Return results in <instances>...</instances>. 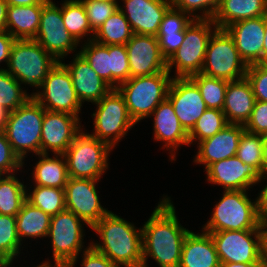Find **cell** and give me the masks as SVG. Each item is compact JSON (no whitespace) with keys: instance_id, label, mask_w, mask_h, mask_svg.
<instances>
[{"instance_id":"obj_1","label":"cell","mask_w":267,"mask_h":267,"mask_svg":"<svg viewBox=\"0 0 267 267\" xmlns=\"http://www.w3.org/2000/svg\"><path fill=\"white\" fill-rule=\"evenodd\" d=\"M171 197L163 195L151 216L142 225V267L152 258L159 267H178L184 239L191 231L178 219Z\"/></svg>"},{"instance_id":"obj_2","label":"cell","mask_w":267,"mask_h":267,"mask_svg":"<svg viewBox=\"0 0 267 267\" xmlns=\"http://www.w3.org/2000/svg\"><path fill=\"white\" fill-rule=\"evenodd\" d=\"M109 211L91 229L100 241L91 246L120 267H142V229Z\"/></svg>"},{"instance_id":"obj_3","label":"cell","mask_w":267,"mask_h":267,"mask_svg":"<svg viewBox=\"0 0 267 267\" xmlns=\"http://www.w3.org/2000/svg\"><path fill=\"white\" fill-rule=\"evenodd\" d=\"M211 217L202 230L211 233L224 230H263L265 222L260 206V196L249 198L246 190H224Z\"/></svg>"},{"instance_id":"obj_4","label":"cell","mask_w":267,"mask_h":267,"mask_svg":"<svg viewBox=\"0 0 267 267\" xmlns=\"http://www.w3.org/2000/svg\"><path fill=\"white\" fill-rule=\"evenodd\" d=\"M45 109L31 97L8 113L3 131L19 159L25 163L29 153L41 154V128Z\"/></svg>"},{"instance_id":"obj_5","label":"cell","mask_w":267,"mask_h":267,"mask_svg":"<svg viewBox=\"0 0 267 267\" xmlns=\"http://www.w3.org/2000/svg\"><path fill=\"white\" fill-rule=\"evenodd\" d=\"M169 72L128 79L116 89L124 97L127 110L135 124L149 118L154 109L167 98L172 80Z\"/></svg>"},{"instance_id":"obj_6","label":"cell","mask_w":267,"mask_h":267,"mask_svg":"<svg viewBox=\"0 0 267 267\" xmlns=\"http://www.w3.org/2000/svg\"><path fill=\"white\" fill-rule=\"evenodd\" d=\"M84 130V131H83ZM113 149L82 129L63 153L68 177L100 180L109 169Z\"/></svg>"},{"instance_id":"obj_7","label":"cell","mask_w":267,"mask_h":267,"mask_svg":"<svg viewBox=\"0 0 267 267\" xmlns=\"http://www.w3.org/2000/svg\"><path fill=\"white\" fill-rule=\"evenodd\" d=\"M217 29L213 19H195L190 23L183 43L167 60V71H175L173 78H189L202 71L208 42Z\"/></svg>"},{"instance_id":"obj_8","label":"cell","mask_w":267,"mask_h":267,"mask_svg":"<svg viewBox=\"0 0 267 267\" xmlns=\"http://www.w3.org/2000/svg\"><path fill=\"white\" fill-rule=\"evenodd\" d=\"M84 225L87 224L67 209L51 216L47 237L51 240L54 264L75 267L79 254L91 246V242L84 245Z\"/></svg>"},{"instance_id":"obj_9","label":"cell","mask_w":267,"mask_h":267,"mask_svg":"<svg viewBox=\"0 0 267 267\" xmlns=\"http://www.w3.org/2000/svg\"><path fill=\"white\" fill-rule=\"evenodd\" d=\"M58 61L33 39H16L5 70L22 85L34 87L43 83Z\"/></svg>"},{"instance_id":"obj_10","label":"cell","mask_w":267,"mask_h":267,"mask_svg":"<svg viewBox=\"0 0 267 267\" xmlns=\"http://www.w3.org/2000/svg\"><path fill=\"white\" fill-rule=\"evenodd\" d=\"M93 118V132L90 135L106 142L113 150L118 142L127 136L136 124L129 116L124 97L117 89H112L100 99Z\"/></svg>"},{"instance_id":"obj_11","label":"cell","mask_w":267,"mask_h":267,"mask_svg":"<svg viewBox=\"0 0 267 267\" xmlns=\"http://www.w3.org/2000/svg\"><path fill=\"white\" fill-rule=\"evenodd\" d=\"M247 68L233 38L225 29H217L208 42L200 73L229 82L244 78Z\"/></svg>"},{"instance_id":"obj_12","label":"cell","mask_w":267,"mask_h":267,"mask_svg":"<svg viewBox=\"0 0 267 267\" xmlns=\"http://www.w3.org/2000/svg\"><path fill=\"white\" fill-rule=\"evenodd\" d=\"M31 94L45 110L75 115L80 119L83 106L63 61L58 62L49 71L43 83Z\"/></svg>"},{"instance_id":"obj_13","label":"cell","mask_w":267,"mask_h":267,"mask_svg":"<svg viewBox=\"0 0 267 267\" xmlns=\"http://www.w3.org/2000/svg\"><path fill=\"white\" fill-rule=\"evenodd\" d=\"M209 234L220 263H262V230H224Z\"/></svg>"},{"instance_id":"obj_14","label":"cell","mask_w":267,"mask_h":267,"mask_svg":"<svg viewBox=\"0 0 267 267\" xmlns=\"http://www.w3.org/2000/svg\"><path fill=\"white\" fill-rule=\"evenodd\" d=\"M33 40L37 41L58 62L67 58L69 53L77 52L80 47L65 28L61 4L59 7L53 0H48L44 4L39 29Z\"/></svg>"},{"instance_id":"obj_15","label":"cell","mask_w":267,"mask_h":267,"mask_svg":"<svg viewBox=\"0 0 267 267\" xmlns=\"http://www.w3.org/2000/svg\"><path fill=\"white\" fill-rule=\"evenodd\" d=\"M101 180L69 177L65 185V206L91 229L110 210L103 208L97 184Z\"/></svg>"},{"instance_id":"obj_16","label":"cell","mask_w":267,"mask_h":267,"mask_svg":"<svg viewBox=\"0 0 267 267\" xmlns=\"http://www.w3.org/2000/svg\"><path fill=\"white\" fill-rule=\"evenodd\" d=\"M82 129L81 119L77 116L45 110L41 128V154H63Z\"/></svg>"},{"instance_id":"obj_17","label":"cell","mask_w":267,"mask_h":267,"mask_svg":"<svg viewBox=\"0 0 267 267\" xmlns=\"http://www.w3.org/2000/svg\"><path fill=\"white\" fill-rule=\"evenodd\" d=\"M206 180L224 190H248L261 183L262 175L250 164L237 156L211 164L206 170Z\"/></svg>"},{"instance_id":"obj_18","label":"cell","mask_w":267,"mask_h":267,"mask_svg":"<svg viewBox=\"0 0 267 267\" xmlns=\"http://www.w3.org/2000/svg\"><path fill=\"white\" fill-rule=\"evenodd\" d=\"M167 99L187 133L207 109L197 85L190 78H172Z\"/></svg>"},{"instance_id":"obj_19","label":"cell","mask_w":267,"mask_h":267,"mask_svg":"<svg viewBox=\"0 0 267 267\" xmlns=\"http://www.w3.org/2000/svg\"><path fill=\"white\" fill-rule=\"evenodd\" d=\"M130 67V78L167 71V60L162 56L156 36L135 34L125 45Z\"/></svg>"},{"instance_id":"obj_20","label":"cell","mask_w":267,"mask_h":267,"mask_svg":"<svg viewBox=\"0 0 267 267\" xmlns=\"http://www.w3.org/2000/svg\"><path fill=\"white\" fill-rule=\"evenodd\" d=\"M265 25L266 16H262L240 20L225 28L247 66L263 63Z\"/></svg>"},{"instance_id":"obj_21","label":"cell","mask_w":267,"mask_h":267,"mask_svg":"<svg viewBox=\"0 0 267 267\" xmlns=\"http://www.w3.org/2000/svg\"><path fill=\"white\" fill-rule=\"evenodd\" d=\"M119 5L135 34L157 36L171 0H121Z\"/></svg>"},{"instance_id":"obj_22","label":"cell","mask_w":267,"mask_h":267,"mask_svg":"<svg viewBox=\"0 0 267 267\" xmlns=\"http://www.w3.org/2000/svg\"><path fill=\"white\" fill-rule=\"evenodd\" d=\"M153 117V137L156 142H164L162 149L170 151V161L176 160V153L180 146L189 147V137L175 114L172 103L166 98L149 116Z\"/></svg>"},{"instance_id":"obj_23","label":"cell","mask_w":267,"mask_h":267,"mask_svg":"<svg viewBox=\"0 0 267 267\" xmlns=\"http://www.w3.org/2000/svg\"><path fill=\"white\" fill-rule=\"evenodd\" d=\"M244 131L243 125L228 124L213 137L200 141L193 163L204 165L206 170L215 162L236 156L240 137Z\"/></svg>"},{"instance_id":"obj_24","label":"cell","mask_w":267,"mask_h":267,"mask_svg":"<svg viewBox=\"0 0 267 267\" xmlns=\"http://www.w3.org/2000/svg\"><path fill=\"white\" fill-rule=\"evenodd\" d=\"M73 55L71 63L63 64L69 70L76 94L81 104L86 101L95 104L113 88L98 76L78 52Z\"/></svg>"},{"instance_id":"obj_25","label":"cell","mask_w":267,"mask_h":267,"mask_svg":"<svg viewBox=\"0 0 267 267\" xmlns=\"http://www.w3.org/2000/svg\"><path fill=\"white\" fill-rule=\"evenodd\" d=\"M254 103L252 87L246 77L228 82L222 111L229 124L245 126L251 117Z\"/></svg>"},{"instance_id":"obj_26","label":"cell","mask_w":267,"mask_h":267,"mask_svg":"<svg viewBox=\"0 0 267 267\" xmlns=\"http://www.w3.org/2000/svg\"><path fill=\"white\" fill-rule=\"evenodd\" d=\"M221 263L211 235L192 230L186 235L178 267H220Z\"/></svg>"},{"instance_id":"obj_27","label":"cell","mask_w":267,"mask_h":267,"mask_svg":"<svg viewBox=\"0 0 267 267\" xmlns=\"http://www.w3.org/2000/svg\"><path fill=\"white\" fill-rule=\"evenodd\" d=\"M193 20L189 14L173 6L167 10L156 36L161 54L166 60L181 46L185 37V29Z\"/></svg>"},{"instance_id":"obj_28","label":"cell","mask_w":267,"mask_h":267,"mask_svg":"<svg viewBox=\"0 0 267 267\" xmlns=\"http://www.w3.org/2000/svg\"><path fill=\"white\" fill-rule=\"evenodd\" d=\"M267 15V0H221L213 22L225 29L234 22Z\"/></svg>"},{"instance_id":"obj_29","label":"cell","mask_w":267,"mask_h":267,"mask_svg":"<svg viewBox=\"0 0 267 267\" xmlns=\"http://www.w3.org/2000/svg\"><path fill=\"white\" fill-rule=\"evenodd\" d=\"M38 156V157H37ZM32 167L33 185L65 189L68 180L67 163L63 154H38ZM35 182V183H34Z\"/></svg>"},{"instance_id":"obj_30","label":"cell","mask_w":267,"mask_h":267,"mask_svg":"<svg viewBox=\"0 0 267 267\" xmlns=\"http://www.w3.org/2000/svg\"><path fill=\"white\" fill-rule=\"evenodd\" d=\"M45 3L29 6H8L6 31L15 39H34Z\"/></svg>"},{"instance_id":"obj_31","label":"cell","mask_w":267,"mask_h":267,"mask_svg":"<svg viewBox=\"0 0 267 267\" xmlns=\"http://www.w3.org/2000/svg\"><path fill=\"white\" fill-rule=\"evenodd\" d=\"M50 221L51 216L49 214L26 200L16 215L17 234L21 243L23 244V239L26 240V238H31V240L32 238L34 240L46 238Z\"/></svg>"},{"instance_id":"obj_32","label":"cell","mask_w":267,"mask_h":267,"mask_svg":"<svg viewBox=\"0 0 267 267\" xmlns=\"http://www.w3.org/2000/svg\"><path fill=\"white\" fill-rule=\"evenodd\" d=\"M62 19L66 30L80 44L93 40L94 31L91 29L85 8L80 0H64L61 3ZM82 39V40H81Z\"/></svg>"},{"instance_id":"obj_33","label":"cell","mask_w":267,"mask_h":267,"mask_svg":"<svg viewBox=\"0 0 267 267\" xmlns=\"http://www.w3.org/2000/svg\"><path fill=\"white\" fill-rule=\"evenodd\" d=\"M133 35L129 21L118 9L95 31L93 40L103 45H126Z\"/></svg>"},{"instance_id":"obj_34","label":"cell","mask_w":267,"mask_h":267,"mask_svg":"<svg viewBox=\"0 0 267 267\" xmlns=\"http://www.w3.org/2000/svg\"><path fill=\"white\" fill-rule=\"evenodd\" d=\"M24 181L15 174L0 175V214L16 216L26 201Z\"/></svg>"},{"instance_id":"obj_35","label":"cell","mask_w":267,"mask_h":267,"mask_svg":"<svg viewBox=\"0 0 267 267\" xmlns=\"http://www.w3.org/2000/svg\"><path fill=\"white\" fill-rule=\"evenodd\" d=\"M31 186V187H30ZM26 187V200L50 216L66 209L65 189L32 185Z\"/></svg>"},{"instance_id":"obj_36","label":"cell","mask_w":267,"mask_h":267,"mask_svg":"<svg viewBox=\"0 0 267 267\" xmlns=\"http://www.w3.org/2000/svg\"><path fill=\"white\" fill-rule=\"evenodd\" d=\"M21 246L16 216L0 214V262H14L24 248Z\"/></svg>"},{"instance_id":"obj_37","label":"cell","mask_w":267,"mask_h":267,"mask_svg":"<svg viewBox=\"0 0 267 267\" xmlns=\"http://www.w3.org/2000/svg\"><path fill=\"white\" fill-rule=\"evenodd\" d=\"M228 124L222 110L207 108L188 133L189 146L213 137Z\"/></svg>"},{"instance_id":"obj_38","label":"cell","mask_w":267,"mask_h":267,"mask_svg":"<svg viewBox=\"0 0 267 267\" xmlns=\"http://www.w3.org/2000/svg\"><path fill=\"white\" fill-rule=\"evenodd\" d=\"M21 85L9 72L0 70V105L8 113L13 112L32 97V94H29Z\"/></svg>"},{"instance_id":"obj_39","label":"cell","mask_w":267,"mask_h":267,"mask_svg":"<svg viewBox=\"0 0 267 267\" xmlns=\"http://www.w3.org/2000/svg\"><path fill=\"white\" fill-rule=\"evenodd\" d=\"M189 78L197 85L207 108L223 109L228 81L202 73L192 75Z\"/></svg>"},{"instance_id":"obj_40","label":"cell","mask_w":267,"mask_h":267,"mask_svg":"<svg viewBox=\"0 0 267 267\" xmlns=\"http://www.w3.org/2000/svg\"><path fill=\"white\" fill-rule=\"evenodd\" d=\"M78 53L85 59L90 67L110 85V56L109 45L89 40L80 44Z\"/></svg>"},{"instance_id":"obj_41","label":"cell","mask_w":267,"mask_h":267,"mask_svg":"<svg viewBox=\"0 0 267 267\" xmlns=\"http://www.w3.org/2000/svg\"><path fill=\"white\" fill-rule=\"evenodd\" d=\"M264 135L244 131L240 137L236 156L253 166L262 175V147Z\"/></svg>"},{"instance_id":"obj_42","label":"cell","mask_w":267,"mask_h":267,"mask_svg":"<svg viewBox=\"0 0 267 267\" xmlns=\"http://www.w3.org/2000/svg\"><path fill=\"white\" fill-rule=\"evenodd\" d=\"M110 86L116 89L130 79V67L125 45H109Z\"/></svg>"},{"instance_id":"obj_43","label":"cell","mask_w":267,"mask_h":267,"mask_svg":"<svg viewBox=\"0 0 267 267\" xmlns=\"http://www.w3.org/2000/svg\"><path fill=\"white\" fill-rule=\"evenodd\" d=\"M85 8L91 29L95 32L117 10L119 2L106 0H80Z\"/></svg>"},{"instance_id":"obj_44","label":"cell","mask_w":267,"mask_h":267,"mask_svg":"<svg viewBox=\"0 0 267 267\" xmlns=\"http://www.w3.org/2000/svg\"><path fill=\"white\" fill-rule=\"evenodd\" d=\"M172 6L195 19H213L221 0H171ZM201 14H200V13Z\"/></svg>"},{"instance_id":"obj_45","label":"cell","mask_w":267,"mask_h":267,"mask_svg":"<svg viewBox=\"0 0 267 267\" xmlns=\"http://www.w3.org/2000/svg\"><path fill=\"white\" fill-rule=\"evenodd\" d=\"M25 165L13 151L5 132L0 130V175L22 172Z\"/></svg>"},{"instance_id":"obj_46","label":"cell","mask_w":267,"mask_h":267,"mask_svg":"<svg viewBox=\"0 0 267 267\" xmlns=\"http://www.w3.org/2000/svg\"><path fill=\"white\" fill-rule=\"evenodd\" d=\"M245 77L251 84L255 100L267 102V63L249 65Z\"/></svg>"},{"instance_id":"obj_47","label":"cell","mask_w":267,"mask_h":267,"mask_svg":"<svg viewBox=\"0 0 267 267\" xmlns=\"http://www.w3.org/2000/svg\"><path fill=\"white\" fill-rule=\"evenodd\" d=\"M244 127L249 133L267 135V102L255 100L251 117Z\"/></svg>"},{"instance_id":"obj_48","label":"cell","mask_w":267,"mask_h":267,"mask_svg":"<svg viewBox=\"0 0 267 267\" xmlns=\"http://www.w3.org/2000/svg\"><path fill=\"white\" fill-rule=\"evenodd\" d=\"M80 255L82 257L80 261L81 267H120L92 246L83 251L82 254L80 253Z\"/></svg>"},{"instance_id":"obj_49","label":"cell","mask_w":267,"mask_h":267,"mask_svg":"<svg viewBox=\"0 0 267 267\" xmlns=\"http://www.w3.org/2000/svg\"><path fill=\"white\" fill-rule=\"evenodd\" d=\"M15 40L16 39L7 31H0V64L5 63L6 67L8 65L11 48ZM0 70H5V67H1Z\"/></svg>"},{"instance_id":"obj_50","label":"cell","mask_w":267,"mask_h":267,"mask_svg":"<svg viewBox=\"0 0 267 267\" xmlns=\"http://www.w3.org/2000/svg\"><path fill=\"white\" fill-rule=\"evenodd\" d=\"M266 180H267V174L262 175L261 181L263 182ZM259 196H260L261 212H262L264 220L267 221V184L264 185V187L259 193Z\"/></svg>"},{"instance_id":"obj_51","label":"cell","mask_w":267,"mask_h":267,"mask_svg":"<svg viewBox=\"0 0 267 267\" xmlns=\"http://www.w3.org/2000/svg\"><path fill=\"white\" fill-rule=\"evenodd\" d=\"M262 267H267V221L263 223L262 230Z\"/></svg>"},{"instance_id":"obj_52","label":"cell","mask_w":267,"mask_h":267,"mask_svg":"<svg viewBox=\"0 0 267 267\" xmlns=\"http://www.w3.org/2000/svg\"><path fill=\"white\" fill-rule=\"evenodd\" d=\"M8 4L5 0H0V31H6Z\"/></svg>"},{"instance_id":"obj_53","label":"cell","mask_w":267,"mask_h":267,"mask_svg":"<svg viewBox=\"0 0 267 267\" xmlns=\"http://www.w3.org/2000/svg\"><path fill=\"white\" fill-rule=\"evenodd\" d=\"M8 6H29L46 3L48 0H5Z\"/></svg>"},{"instance_id":"obj_54","label":"cell","mask_w":267,"mask_h":267,"mask_svg":"<svg viewBox=\"0 0 267 267\" xmlns=\"http://www.w3.org/2000/svg\"><path fill=\"white\" fill-rule=\"evenodd\" d=\"M267 174V135H264L262 147V175Z\"/></svg>"},{"instance_id":"obj_55","label":"cell","mask_w":267,"mask_h":267,"mask_svg":"<svg viewBox=\"0 0 267 267\" xmlns=\"http://www.w3.org/2000/svg\"><path fill=\"white\" fill-rule=\"evenodd\" d=\"M220 267H262V263H221Z\"/></svg>"},{"instance_id":"obj_56","label":"cell","mask_w":267,"mask_h":267,"mask_svg":"<svg viewBox=\"0 0 267 267\" xmlns=\"http://www.w3.org/2000/svg\"><path fill=\"white\" fill-rule=\"evenodd\" d=\"M263 63H267V15H266L265 36L263 45Z\"/></svg>"},{"instance_id":"obj_57","label":"cell","mask_w":267,"mask_h":267,"mask_svg":"<svg viewBox=\"0 0 267 267\" xmlns=\"http://www.w3.org/2000/svg\"><path fill=\"white\" fill-rule=\"evenodd\" d=\"M8 112L0 105V130H3Z\"/></svg>"},{"instance_id":"obj_58","label":"cell","mask_w":267,"mask_h":267,"mask_svg":"<svg viewBox=\"0 0 267 267\" xmlns=\"http://www.w3.org/2000/svg\"><path fill=\"white\" fill-rule=\"evenodd\" d=\"M50 262L53 263V261H50L49 258H47L46 261H42L41 264H37L38 266H36V267H62V266H60V265L52 264V263H50ZM34 267H35V266H34Z\"/></svg>"},{"instance_id":"obj_59","label":"cell","mask_w":267,"mask_h":267,"mask_svg":"<svg viewBox=\"0 0 267 267\" xmlns=\"http://www.w3.org/2000/svg\"><path fill=\"white\" fill-rule=\"evenodd\" d=\"M13 262H0V267H12Z\"/></svg>"},{"instance_id":"obj_60","label":"cell","mask_w":267,"mask_h":267,"mask_svg":"<svg viewBox=\"0 0 267 267\" xmlns=\"http://www.w3.org/2000/svg\"><path fill=\"white\" fill-rule=\"evenodd\" d=\"M106 1L118 2L117 0H106Z\"/></svg>"}]
</instances>
